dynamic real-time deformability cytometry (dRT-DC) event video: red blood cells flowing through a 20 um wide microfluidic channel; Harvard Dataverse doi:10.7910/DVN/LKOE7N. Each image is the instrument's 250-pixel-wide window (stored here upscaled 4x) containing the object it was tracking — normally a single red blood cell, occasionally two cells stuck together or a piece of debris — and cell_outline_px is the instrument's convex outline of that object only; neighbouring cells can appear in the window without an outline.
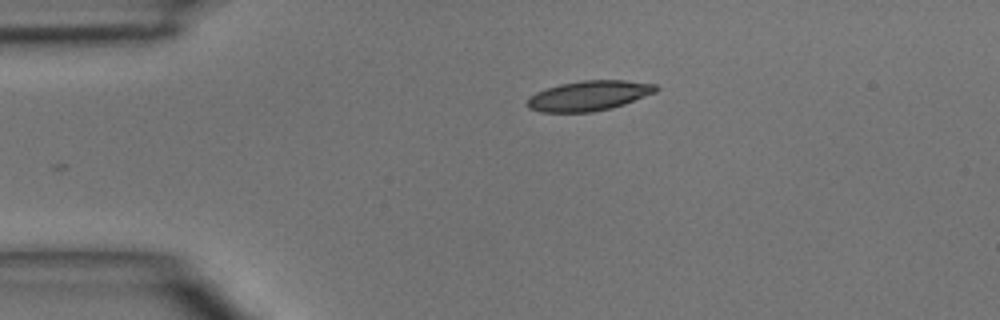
{"species": "common noctule bat (a hibernating species)", "species_latin": "Nyctalus noctula", "temperature_condition": "room temperature", "stored_images_in_passage": 2, "camera_frame_rate_fps": 3000, "um_per_image_px": 0.085, "animal": {"sex": "male", "body_mass_g": 15.6}, "frame": {"image": 1, "passage_image": 1, "time_ms": 0.0, "image_size_px": [1000, 320], "cell_outline_px": [[660, 88], [656, 92], [624, 104], [612, 108], [592, 112], [540, 112], [528, 108], [528, 96], [536, 92], [560, 84], [580, 80], [624, 80], [656, 84]], "centroid_in_image_um": [50.07, 8.13], "position_along_channel_um": 34.9, "area_um2": 22.54}}